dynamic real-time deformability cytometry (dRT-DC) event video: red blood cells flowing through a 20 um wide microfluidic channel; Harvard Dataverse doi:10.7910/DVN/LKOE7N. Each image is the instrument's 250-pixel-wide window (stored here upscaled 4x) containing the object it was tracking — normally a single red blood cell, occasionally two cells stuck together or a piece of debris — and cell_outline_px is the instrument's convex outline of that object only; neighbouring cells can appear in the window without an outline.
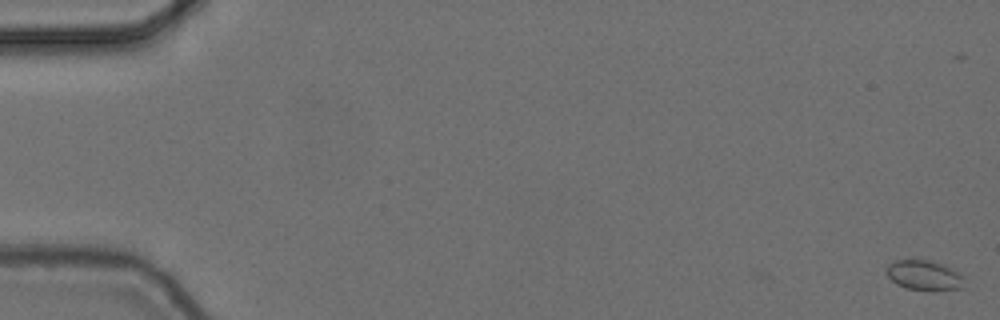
{"species": "common noctule bat (a hibernating species)", "species_latin": "Nyctalus noctula", "temperature_condition": "cold", "stored_images_in_passage": 4, "camera_frame_rate_fps": 3000, "um_per_image_px": 0.085, "animal": {"sex": "female", "body_mass_g": 24.6, "forearm_length_mm": 56.2}, "frame": {"image": 1, "passage_image": 1, "time_ms": 0.0, "image_size_px": [1000, 320], "cell_outline_px": [[968, 276], [964, 288], [932, 292], [908, 288], [896, 284], [884, 272], [884, 268], [892, 260], [932, 260], [956, 268]], "centroid_in_image_um": [78.67, 23.4], "position_along_channel_um": 6.3, "area_um2": 14.62}}